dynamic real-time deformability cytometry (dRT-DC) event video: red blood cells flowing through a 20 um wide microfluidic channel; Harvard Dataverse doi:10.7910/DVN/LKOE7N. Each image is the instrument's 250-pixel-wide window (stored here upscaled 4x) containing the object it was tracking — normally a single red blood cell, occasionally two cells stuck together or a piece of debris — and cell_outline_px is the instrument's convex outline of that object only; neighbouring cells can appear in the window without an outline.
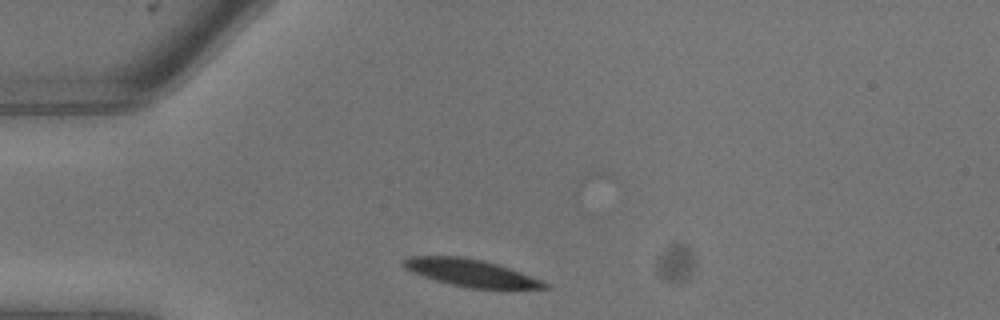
{"species": "common noctule bat (a hibernating species)", "species_latin": "Nyctalus noctula", "temperature_condition": "warm", "stored_images_in_passage": 2, "camera_frame_rate_fps": 3000, "um_per_image_px": 0.085, "animal": {"sex": "male", "body_mass_g": 13.3}, "frame": {"image": 1, "passage_image": 1, "time_ms": 0.0, "image_size_px": [1000, 320], "cell_outline_px": [[552, 288], [472, 288], [452, 284], [436, 280], [412, 272], [404, 268], [400, 264], [408, 256], [460, 256], [484, 260], [520, 272], [540, 280], [548, 284]], "centroid_in_image_um": [39.97, 23.17], "position_along_channel_um": 45.0, "area_um2": 21.96}}